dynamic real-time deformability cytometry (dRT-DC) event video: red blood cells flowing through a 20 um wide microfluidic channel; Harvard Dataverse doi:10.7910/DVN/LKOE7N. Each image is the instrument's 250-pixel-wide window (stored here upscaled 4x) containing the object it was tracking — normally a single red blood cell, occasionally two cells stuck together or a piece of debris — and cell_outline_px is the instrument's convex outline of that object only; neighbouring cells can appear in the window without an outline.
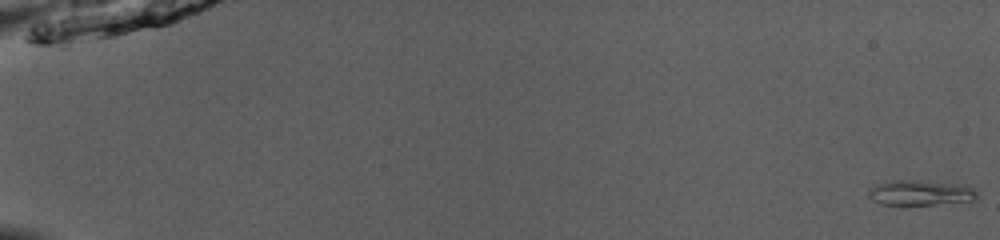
{"species": "common noctule bat (a hibernating species)", "species_latin": "Nyctalus noctula", "temperature_condition": "room temperature", "stored_images_in_passage": 53, "camera_frame_rate_fps": 3000, "um_per_image_px": 0.085, "animal": {"sex": "male", "body_mass_g": 13.0, "forearm_length_mm": 53.1}, "frame": {"image": 1, "passage_image": 1, "time_ms": 0.0, "image_size_px": [1000, 240], "cell_outline_px": [[980, 196], [976, 204], [904, 208], [900, 208], [880, 204], [872, 200], [868, 196], [868, 188], [876, 184], [892, 180], [920, 180], [968, 184]], "centroid_in_image_um": [78.38, 16.48], "position_along_channel_um": 6.6, "area_um2": 18.32}}
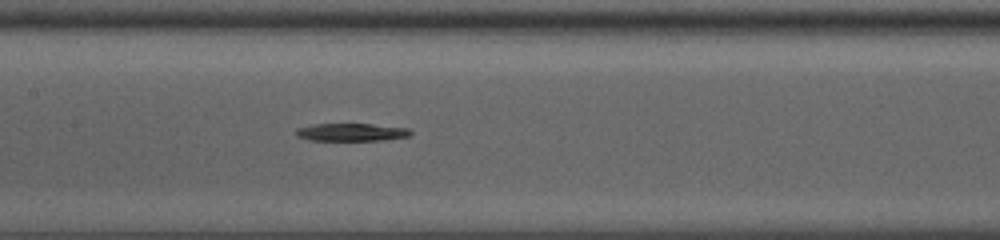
{"frame": {"image": 2, "passage_image": 28, "time_ms": 9.0, "image_size_px": [1000, 240], "cell_outline_px": [[412, 132], [408, 136], [384, 140], [308, 140], [296, 136], [296, 128], [312, 124], [372, 124], [408, 128]], "centroid_in_image_um": [29.83, 11.23], "position_along_channel_um": 177.6, "area_um2": 11.79}}
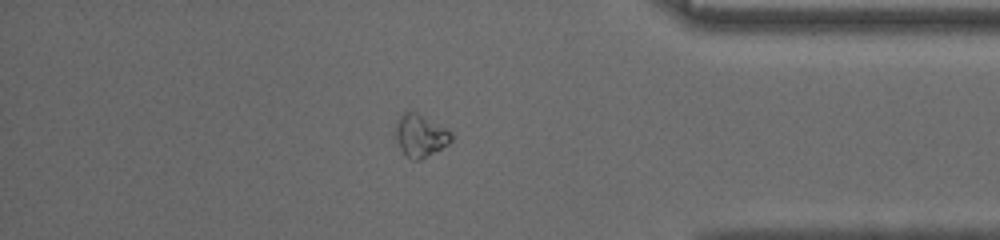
{"frame": {"image": 3, "passage_image": 46, "time_ms": 15.0, "image_size_px": [1000, 240], "cell_outline_px": [[452, 140], [448, 144], [416, 160], [412, 160], [404, 156], [396, 140], [396, 120], [404, 112], [416, 112], [452, 132]], "centroid_in_image_um": [35.69, 11.52], "position_along_channel_um": 399.5, "area_um2": 13.41}}